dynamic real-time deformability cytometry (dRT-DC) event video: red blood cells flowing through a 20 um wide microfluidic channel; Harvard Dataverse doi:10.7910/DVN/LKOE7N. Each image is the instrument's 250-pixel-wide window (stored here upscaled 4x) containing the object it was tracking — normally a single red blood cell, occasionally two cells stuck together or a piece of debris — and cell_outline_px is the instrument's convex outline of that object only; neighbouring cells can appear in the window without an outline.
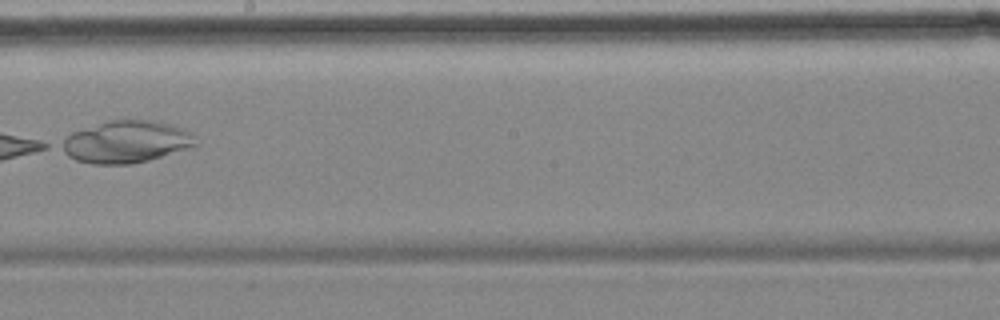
{"species": "common noctule bat (a hibernating species)", "species_latin": "Nyctalus noctula", "temperature_condition": "cold", "stored_images_in_passage": 8, "camera_frame_rate_fps": 3000, "um_per_image_px": 0.085, "animal": {"sex": "female", "body_mass_g": 18.4}, "frame": {"image": 1, "passage_image": 8, "time_ms": 9.333, "image_size_px": [1000, 320], "cell_outline_px": [[196, 144], [148, 160], [132, 164], [92, 164], [76, 160], [68, 156], [56, 148], [56, 144], [72, 132], [104, 120], [152, 120], [184, 128], [192, 136]], "centroid_in_image_um": [10.56, 12.05], "position_along_channel_um": 237.6, "area_um2": 32.83}}